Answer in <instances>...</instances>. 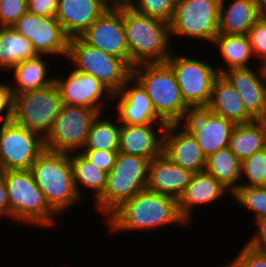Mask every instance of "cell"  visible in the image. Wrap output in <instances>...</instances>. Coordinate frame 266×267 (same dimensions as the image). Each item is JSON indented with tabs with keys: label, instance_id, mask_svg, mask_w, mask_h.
Segmentation results:
<instances>
[{
	"label": "cell",
	"instance_id": "obj_1",
	"mask_svg": "<svg viewBox=\"0 0 266 267\" xmlns=\"http://www.w3.org/2000/svg\"><path fill=\"white\" fill-rule=\"evenodd\" d=\"M106 223V224H105ZM103 224L115 235L122 232H154L168 226H183L190 229L188 223L180 216L178 202L147 188L136 193L123 202L105 220Z\"/></svg>",
	"mask_w": 266,
	"mask_h": 267
},
{
	"label": "cell",
	"instance_id": "obj_2",
	"mask_svg": "<svg viewBox=\"0 0 266 267\" xmlns=\"http://www.w3.org/2000/svg\"><path fill=\"white\" fill-rule=\"evenodd\" d=\"M1 173L6 187L10 222L12 220L29 227L61 229L57 226L61 225L58 221L62 218L47 203L30 170H7Z\"/></svg>",
	"mask_w": 266,
	"mask_h": 267
},
{
	"label": "cell",
	"instance_id": "obj_3",
	"mask_svg": "<svg viewBox=\"0 0 266 267\" xmlns=\"http://www.w3.org/2000/svg\"><path fill=\"white\" fill-rule=\"evenodd\" d=\"M123 26L129 51V66L166 62L172 54L170 26L133 10L123 1Z\"/></svg>",
	"mask_w": 266,
	"mask_h": 267
},
{
	"label": "cell",
	"instance_id": "obj_4",
	"mask_svg": "<svg viewBox=\"0 0 266 267\" xmlns=\"http://www.w3.org/2000/svg\"><path fill=\"white\" fill-rule=\"evenodd\" d=\"M30 171L47 203L59 216L82 203L74 186L68 153L44 150L31 165Z\"/></svg>",
	"mask_w": 266,
	"mask_h": 267
},
{
	"label": "cell",
	"instance_id": "obj_5",
	"mask_svg": "<svg viewBox=\"0 0 266 267\" xmlns=\"http://www.w3.org/2000/svg\"><path fill=\"white\" fill-rule=\"evenodd\" d=\"M132 76L148 94L156 114L167 124L178 123L187 109L178 82L167 62L141 63L132 67Z\"/></svg>",
	"mask_w": 266,
	"mask_h": 267
},
{
	"label": "cell",
	"instance_id": "obj_6",
	"mask_svg": "<svg viewBox=\"0 0 266 267\" xmlns=\"http://www.w3.org/2000/svg\"><path fill=\"white\" fill-rule=\"evenodd\" d=\"M148 164L146 158L118 152L108 173L106 188L94 203L102 219L147 187Z\"/></svg>",
	"mask_w": 266,
	"mask_h": 267
},
{
	"label": "cell",
	"instance_id": "obj_7",
	"mask_svg": "<svg viewBox=\"0 0 266 267\" xmlns=\"http://www.w3.org/2000/svg\"><path fill=\"white\" fill-rule=\"evenodd\" d=\"M66 60L71 68L95 77L113 94L132 76V68L123 59L88 45L80 37L69 38Z\"/></svg>",
	"mask_w": 266,
	"mask_h": 267
},
{
	"label": "cell",
	"instance_id": "obj_8",
	"mask_svg": "<svg viewBox=\"0 0 266 267\" xmlns=\"http://www.w3.org/2000/svg\"><path fill=\"white\" fill-rule=\"evenodd\" d=\"M62 105L60 91L54 82L42 89L15 94L12 120L45 139Z\"/></svg>",
	"mask_w": 266,
	"mask_h": 267
},
{
	"label": "cell",
	"instance_id": "obj_9",
	"mask_svg": "<svg viewBox=\"0 0 266 267\" xmlns=\"http://www.w3.org/2000/svg\"><path fill=\"white\" fill-rule=\"evenodd\" d=\"M221 0H178L169 22L171 40L198 39L213 44L218 35Z\"/></svg>",
	"mask_w": 266,
	"mask_h": 267
},
{
	"label": "cell",
	"instance_id": "obj_10",
	"mask_svg": "<svg viewBox=\"0 0 266 267\" xmlns=\"http://www.w3.org/2000/svg\"><path fill=\"white\" fill-rule=\"evenodd\" d=\"M186 54H176L173 50L166 62L173 70L184 103L187 106H207L213 82L219 75L217 68L212 62Z\"/></svg>",
	"mask_w": 266,
	"mask_h": 267
},
{
	"label": "cell",
	"instance_id": "obj_11",
	"mask_svg": "<svg viewBox=\"0 0 266 267\" xmlns=\"http://www.w3.org/2000/svg\"><path fill=\"white\" fill-rule=\"evenodd\" d=\"M97 114V111L88 107L63 104L44 139L45 150L68 154L81 152Z\"/></svg>",
	"mask_w": 266,
	"mask_h": 267
},
{
	"label": "cell",
	"instance_id": "obj_12",
	"mask_svg": "<svg viewBox=\"0 0 266 267\" xmlns=\"http://www.w3.org/2000/svg\"><path fill=\"white\" fill-rule=\"evenodd\" d=\"M45 150L44 139L13 120L0 123V169L30 170Z\"/></svg>",
	"mask_w": 266,
	"mask_h": 267
},
{
	"label": "cell",
	"instance_id": "obj_13",
	"mask_svg": "<svg viewBox=\"0 0 266 267\" xmlns=\"http://www.w3.org/2000/svg\"><path fill=\"white\" fill-rule=\"evenodd\" d=\"M178 124L196 139L206 159L228 147L235 124L207 106H188Z\"/></svg>",
	"mask_w": 266,
	"mask_h": 267
},
{
	"label": "cell",
	"instance_id": "obj_14",
	"mask_svg": "<svg viewBox=\"0 0 266 267\" xmlns=\"http://www.w3.org/2000/svg\"><path fill=\"white\" fill-rule=\"evenodd\" d=\"M88 45L123 59L129 51L123 26V1H115L79 36Z\"/></svg>",
	"mask_w": 266,
	"mask_h": 267
},
{
	"label": "cell",
	"instance_id": "obj_15",
	"mask_svg": "<svg viewBox=\"0 0 266 267\" xmlns=\"http://www.w3.org/2000/svg\"><path fill=\"white\" fill-rule=\"evenodd\" d=\"M12 27L31 42L37 55H54L65 61L69 37L55 17L37 16L27 11Z\"/></svg>",
	"mask_w": 266,
	"mask_h": 267
},
{
	"label": "cell",
	"instance_id": "obj_16",
	"mask_svg": "<svg viewBox=\"0 0 266 267\" xmlns=\"http://www.w3.org/2000/svg\"><path fill=\"white\" fill-rule=\"evenodd\" d=\"M68 73L67 76L61 75V73L60 75H54L62 103L88 107L98 113H106L104 110H106L108 104H113L111 102L113 93L91 75L80 73L73 68Z\"/></svg>",
	"mask_w": 266,
	"mask_h": 267
},
{
	"label": "cell",
	"instance_id": "obj_17",
	"mask_svg": "<svg viewBox=\"0 0 266 267\" xmlns=\"http://www.w3.org/2000/svg\"><path fill=\"white\" fill-rule=\"evenodd\" d=\"M233 68L222 75L239 93L244 108L254 120H266V66Z\"/></svg>",
	"mask_w": 266,
	"mask_h": 267
},
{
	"label": "cell",
	"instance_id": "obj_18",
	"mask_svg": "<svg viewBox=\"0 0 266 267\" xmlns=\"http://www.w3.org/2000/svg\"><path fill=\"white\" fill-rule=\"evenodd\" d=\"M113 106L120 124H167L155 112L145 89L131 76L117 93L113 94Z\"/></svg>",
	"mask_w": 266,
	"mask_h": 267
},
{
	"label": "cell",
	"instance_id": "obj_19",
	"mask_svg": "<svg viewBox=\"0 0 266 267\" xmlns=\"http://www.w3.org/2000/svg\"><path fill=\"white\" fill-rule=\"evenodd\" d=\"M227 195L232 193L208 172L193 173L186 190L177 200L180 216L191 226L192 221L195 222V209L200 205L217 204Z\"/></svg>",
	"mask_w": 266,
	"mask_h": 267
},
{
	"label": "cell",
	"instance_id": "obj_20",
	"mask_svg": "<svg viewBox=\"0 0 266 267\" xmlns=\"http://www.w3.org/2000/svg\"><path fill=\"white\" fill-rule=\"evenodd\" d=\"M163 154L191 173L205 171L206 157L197 139L178 123L168 124L163 139Z\"/></svg>",
	"mask_w": 266,
	"mask_h": 267
},
{
	"label": "cell",
	"instance_id": "obj_21",
	"mask_svg": "<svg viewBox=\"0 0 266 267\" xmlns=\"http://www.w3.org/2000/svg\"><path fill=\"white\" fill-rule=\"evenodd\" d=\"M167 125L121 124L118 152L151 161L163 153V139Z\"/></svg>",
	"mask_w": 266,
	"mask_h": 267
},
{
	"label": "cell",
	"instance_id": "obj_22",
	"mask_svg": "<svg viewBox=\"0 0 266 267\" xmlns=\"http://www.w3.org/2000/svg\"><path fill=\"white\" fill-rule=\"evenodd\" d=\"M112 4V0H58L55 18L69 38L79 37Z\"/></svg>",
	"mask_w": 266,
	"mask_h": 267
},
{
	"label": "cell",
	"instance_id": "obj_23",
	"mask_svg": "<svg viewBox=\"0 0 266 267\" xmlns=\"http://www.w3.org/2000/svg\"><path fill=\"white\" fill-rule=\"evenodd\" d=\"M192 174L162 153L149 161L146 188L178 200L186 190Z\"/></svg>",
	"mask_w": 266,
	"mask_h": 267
},
{
	"label": "cell",
	"instance_id": "obj_24",
	"mask_svg": "<svg viewBox=\"0 0 266 267\" xmlns=\"http://www.w3.org/2000/svg\"><path fill=\"white\" fill-rule=\"evenodd\" d=\"M207 107L214 114L222 116L234 124H245L254 121L244 108L239 93L222 74H219L213 82Z\"/></svg>",
	"mask_w": 266,
	"mask_h": 267
},
{
	"label": "cell",
	"instance_id": "obj_25",
	"mask_svg": "<svg viewBox=\"0 0 266 267\" xmlns=\"http://www.w3.org/2000/svg\"><path fill=\"white\" fill-rule=\"evenodd\" d=\"M221 0L218 34H248L261 18L254 0Z\"/></svg>",
	"mask_w": 266,
	"mask_h": 267
},
{
	"label": "cell",
	"instance_id": "obj_26",
	"mask_svg": "<svg viewBox=\"0 0 266 267\" xmlns=\"http://www.w3.org/2000/svg\"><path fill=\"white\" fill-rule=\"evenodd\" d=\"M46 57L49 58L47 55H36L20 62L9 71L14 76V80L9 82L13 96L25 91L42 89L55 82L54 74L50 77V66Z\"/></svg>",
	"mask_w": 266,
	"mask_h": 267
},
{
	"label": "cell",
	"instance_id": "obj_27",
	"mask_svg": "<svg viewBox=\"0 0 266 267\" xmlns=\"http://www.w3.org/2000/svg\"><path fill=\"white\" fill-rule=\"evenodd\" d=\"M212 45L218 48L217 56H220V60L223 59L222 63H225V65L215 63L219 74L233 68H248L250 63H253L251 60L254 55L247 34H218Z\"/></svg>",
	"mask_w": 266,
	"mask_h": 267
},
{
	"label": "cell",
	"instance_id": "obj_28",
	"mask_svg": "<svg viewBox=\"0 0 266 267\" xmlns=\"http://www.w3.org/2000/svg\"><path fill=\"white\" fill-rule=\"evenodd\" d=\"M69 158L74 186L79 197L84 201V196H88V194L85 195L83 192L90 190L95 202L106 188L108 173L94 166L81 152L69 153Z\"/></svg>",
	"mask_w": 266,
	"mask_h": 267
},
{
	"label": "cell",
	"instance_id": "obj_29",
	"mask_svg": "<svg viewBox=\"0 0 266 267\" xmlns=\"http://www.w3.org/2000/svg\"><path fill=\"white\" fill-rule=\"evenodd\" d=\"M37 55L31 42L13 27H0V71L8 73L20 62Z\"/></svg>",
	"mask_w": 266,
	"mask_h": 267
},
{
	"label": "cell",
	"instance_id": "obj_30",
	"mask_svg": "<svg viewBox=\"0 0 266 267\" xmlns=\"http://www.w3.org/2000/svg\"><path fill=\"white\" fill-rule=\"evenodd\" d=\"M266 133V120H254L250 123L235 124L229 141V149L240 160L262 150Z\"/></svg>",
	"mask_w": 266,
	"mask_h": 267
},
{
	"label": "cell",
	"instance_id": "obj_31",
	"mask_svg": "<svg viewBox=\"0 0 266 267\" xmlns=\"http://www.w3.org/2000/svg\"><path fill=\"white\" fill-rule=\"evenodd\" d=\"M241 161L229 147L222 148L206 159L205 171L233 193L240 186Z\"/></svg>",
	"mask_w": 266,
	"mask_h": 267
},
{
	"label": "cell",
	"instance_id": "obj_32",
	"mask_svg": "<svg viewBox=\"0 0 266 267\" xmlns=\"http://www.w3.org/2000/svg\"><path fill=\"white\" fill-rule=\"evenodd\" d=\"M101 115L104 113L93 119L82 150L118 151L121 124L118 118Z\"/></svg>",
	"mask_w": 266,
	"mask_h": 267
},
{
	"label": "cell",
	"instance_id": "obj_33",
	"mask_svg": "<svg viewBox=\"0 0 266 267\" xmlns=\"http://www.w3.org/2000/svg\"><path fill=\"white\" fill-rule=\"evenodd\" d=\"M253 214L254 222L266 218V186H239L231 195V199Z\"/></svg>",
	"mask_w": 266,
	"mask_h": 267
},
{
	"label": "cell",
	"instance_id": "obj_34",
	"mask_svg": "<svg viewBox=\"0 0 266 267\" xmlns=\"http://www.w3.org/2000/svg\"><path fill=\"white\" fill-rule=\"evenodd\" d=\"M240 179V186H266V156L262 150L241 161Z\"/></svg>",
	"mask_w": 266,
	"mask_h": 267
},
{
	"label": "cell",
	"instance_id": "obj_35",
	"mask_svg": "<svg viewBox=\"0 0 266 267\" xmlns=\"http://www.w3.org/2000/svg\"><path fill=\"white\" fill-rule=\"evenodd\" d=\"M178 0H124L136 12L162 21H171Z\"/></svg>",
	"mask_w": 266,
	"mask_h": 267
},
{
	"label": "cell",
	"instance_id": "obj_36",
	"mask_svg": "<svg viewBox=\"0 0 266 267\" xmlns=\"http://www.w3.org/2000/svg\"><path fill=\"white\" fill-rule=\"evenodd\" d=\"M254 58L266 66V17L260 18L248 31Z\"/></svg>",
	"mask_w": 266,
	"mask_h": 267
},
{
	"label": "cell",
	"instance_id": "obj_37",
	"mask_svg": "<svg viewBox=\"0 0 266 267\" xmlns=\"http://www.w3.org/2000/svg\"><path fill=\"white\" fill-rule=\"evenodd\" d=\"M227 265L222 267H266V252H261L243 244L241 250Z\"/></svg>",
	"mask_w": 266,
	"mask_h": 267
},
{
	"label": "cell",
	"instance_id": "obj_38",
	"mask_svg": "<svg viewBox=\"0 0 266 267\" xmlns=\"http://www.w3.org/2000/svg\"><path fill=\"white\" fill-rule=\"evenodd\" d=\"M27 11V0H0V27H12Z\"/></svg>",
	"mask_w": 266,
	"mask_h": 267
},
{
	"label": "cell",
	"instance_id": "obj_39",
	"mask_svg": "<svg viewBox=\"0 0 266 267\" xmlns=\"http://www.w3.org/2000/svg\"><path fill=\"white\" fill-rule=\"evenodd\" d=\"M81 153L94 166L109 173L115 163L118 151L82 150Z\"/></svg>",
	"mask_w": 266,
	"mask_h": 267
},
{
	"label": "cell",
	"instance_id": "obj_40",
	"mask_svg": "<svg viewBox=\"0 0 266 267\" xmlns=\"http://www.w3.org/2000/svg\"><path fill=\"white\" fill-rule=\"evenodd\" d=\"M9 81H0V123L12 120L14 96Z\"/></svg>",
	"mask_w": 266,
	"mask_h": 267
},
{
	"label": "cell",
	"instance_id": "obj_41",
	"mask_svg": "<svg viewBox=\"0 0 266 267\" xmlns=\"http://www.w3.org/2000/svg\"><path fill=\"white\" fill-rule=\"evenodd\" d=\"M58 0H27V10L37 16L55 17Z\"/></svg>",
	"mask_w": 266,
	"mask_h": 267
},
{
	"label": "cell",
	"instance_id": "obj_42",
	"mask_svg": "<svg viewBox=\"0 0 266 267\" xmlns=\"http://www.w3.org/2000/svg\"><path fill=\"white\" fill-rule=\"evenodd\" d=\"M254 224L256 232L246 239V244L255 250L266 252V218L256 220Z\"/></svg>",
	"mask_w": 266,
	"mask_h": 267
},
{
	"label": "cell",
	"instance_id": "obj_43",
	"mask_svg": "<svg viewBox=\"0 0 266 267\" xmlns=\"http://www.w3.org/2000/svg\"><path fill=\"white\" fill-rule=\"evenodd\" d=\"M4 217L9 219V206L3 175L0 173V219Z\"/></svg>",
	"mask_w": 266,
	"mask_h": 267
},
{
	"label": "cell",
	"instance_id": "obj_44",
	"mask_svg": "<svg viewBox=\"0 0 266 267\" xmlns=\"http://www.w3.org/2000/svg\"><path fill=\"white\" fill-rule=\"evenodd\" d=\"M261 18L266 17V0H254Z\"/></svg>",
	"mask_w": 266,
	"mask_h": 267
},
{
	"label": "cell",
	"instance_id": "obj_45",
	"mask_svg": "<svg viewBox=\"0 0 266 267\" xmlns=\"http://www.w3.org/2000/svg\"><path fill=\"white\" fill-rule=\"evenodd\" d=\"M262 151L265 153V156H266V133L263 139Z\"/></svg>",
	"mask_w": 266,
	"mask_h": 267
}]
</instances>
